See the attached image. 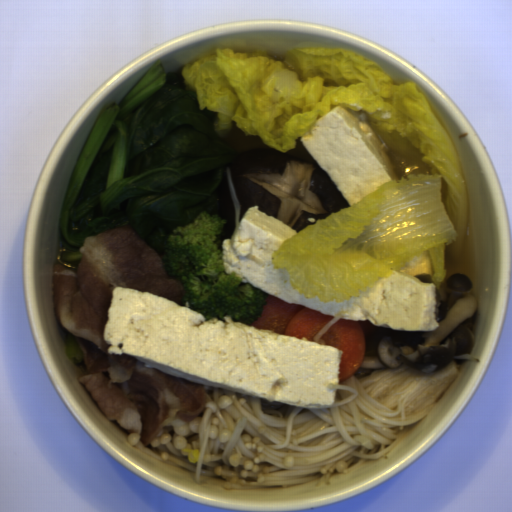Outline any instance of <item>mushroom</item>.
<instances>
[{
	"label": "mushroom",
	"mask_w": 512,
	"mask_h": 512,
	"mask_svg": "<svg viewBox=\"0 0 512 512\" xmlns=\"http://www.w3.org/2000/svg\"><path fill=\"white\" fill-rule=\"evenodd\" d=\"M299 136L293 149L273 150L229 168L241 213L257 210L280 219L296 234L317 220L350 208L329 174Z\"/></svg>",
	"instance_id": "obj_1"
}]
</instances>
